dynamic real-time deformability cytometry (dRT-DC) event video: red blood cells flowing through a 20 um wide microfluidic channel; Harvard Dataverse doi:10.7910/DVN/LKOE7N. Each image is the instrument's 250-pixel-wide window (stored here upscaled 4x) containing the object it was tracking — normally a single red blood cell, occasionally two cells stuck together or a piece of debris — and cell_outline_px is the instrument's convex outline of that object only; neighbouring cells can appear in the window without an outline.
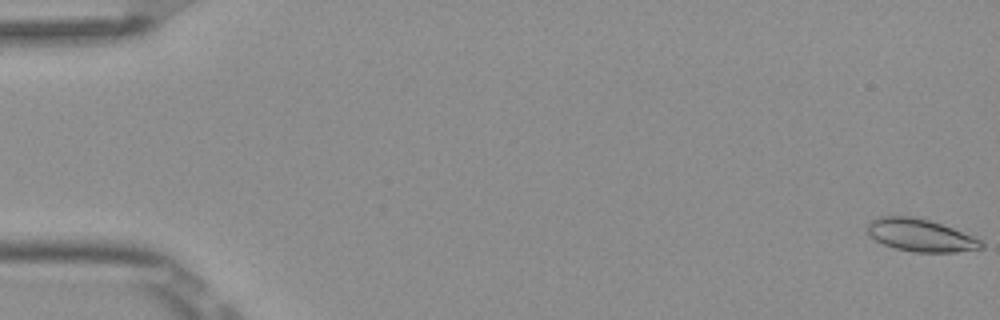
{"species": "Egyptian fruit bat (a non-hibernating species)", "species_latin": "Rousettus aegyptiacus", "temperature_condition": "room temperature", "stored_images_in_passage": 6, "camera_frame_rate_fps": 3000, "um_per_image_px": 0.085, "frame": {"image": 1, "passage_image": 1, "time_ms": 0.0, "image_size_px": [1000, 320], "cell_outline_px": [[984, 248], [956, 252], [912, 252], [896, 248], [884, 244], [868, 236], [868, 224], [876, 216], [924, 216], [972, 236], [980, 240], [984, 244]], "centroid_in_image_um": [78.24, 19.97], "position_along_channel_um": 6.8, "area_um2": 21.91}}
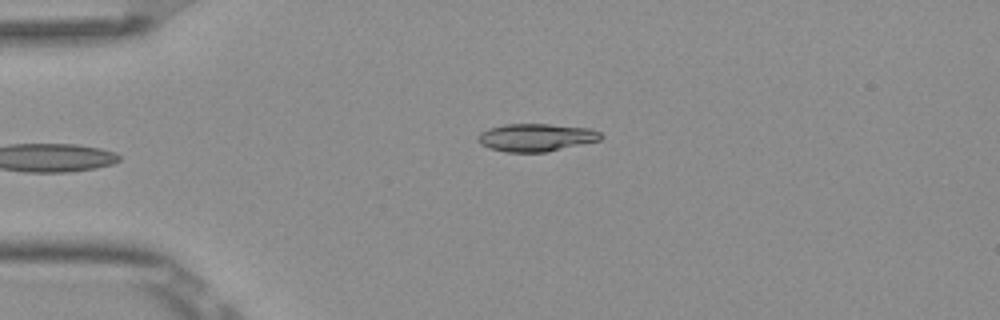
{"frame": {"image": 2, "passage_image": 6, "time_ms": 1.667, "image_size_px": [1000, 320], "cell_outline_px": [[604, 136], [600, 140], [548, 152], [504, 152], [488, 148], [480, 144], [476, 140], [476, 136], [480, 132], [488, 128], [504, 124], [548, 124], [588, 128], [600, 132]], "centroid_in_image_um": [45.52, 11.69], "position_along_channel_um": 39.5, "area_um2": 20.11}}